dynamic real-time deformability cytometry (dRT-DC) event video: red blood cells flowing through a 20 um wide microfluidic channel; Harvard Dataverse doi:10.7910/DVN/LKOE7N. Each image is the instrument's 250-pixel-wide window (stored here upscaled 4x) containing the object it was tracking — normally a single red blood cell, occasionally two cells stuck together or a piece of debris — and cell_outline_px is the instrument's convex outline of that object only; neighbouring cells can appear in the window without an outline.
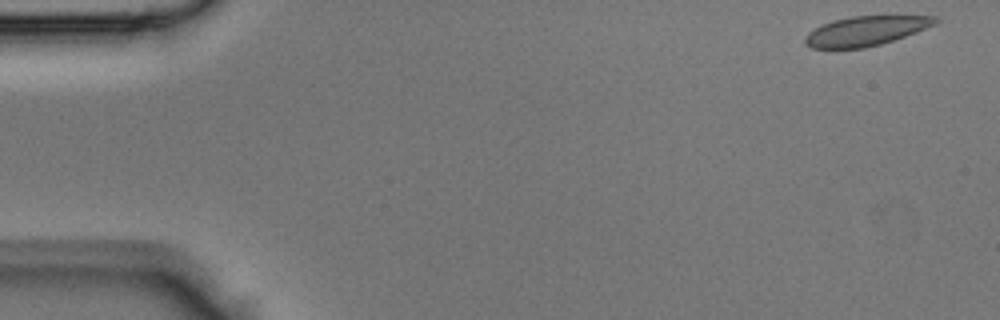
{"species": "Egyptian fruit bat (a non-hibernating species)", "species_latin": "Rousettus aegyptiacus", "temperature_condition": "room temperature", "stored_images_in_passage": 9, "camera_frame_rate_fps": 3000, "um_per_image_px": 0.085, "animal": {"sex": "male"}, "frame": {"image": 1, "passage_image": 1, "time_ms": 0.0, "image_size_px": [1000, 320], "cell_outline_px": [[940, 20], [936, 24], [916, 32], [880, 44], [864, 48], [812, 48], [804, 44], [804, 36], [808, 32], [832, 20], [852, 16], [936, 16]], "centroid_in_image_um": [73.57, 2.63], "position_along_channel_um": 11.4, "area_um2": 22.25}}